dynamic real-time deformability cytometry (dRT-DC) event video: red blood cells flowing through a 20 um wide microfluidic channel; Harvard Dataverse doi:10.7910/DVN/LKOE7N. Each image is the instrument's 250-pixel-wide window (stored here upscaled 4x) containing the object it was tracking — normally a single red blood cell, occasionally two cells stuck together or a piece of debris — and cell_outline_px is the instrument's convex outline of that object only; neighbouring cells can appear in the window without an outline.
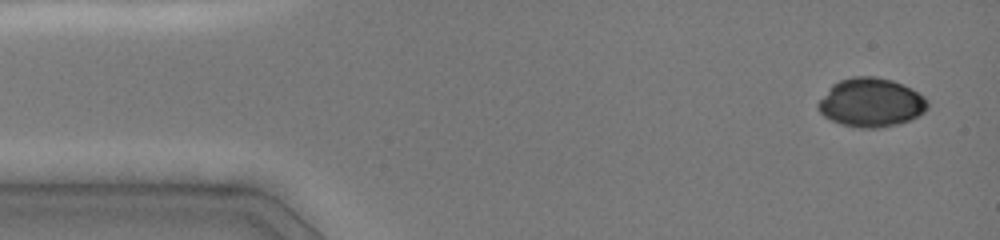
{"species": "common noctule bat (a hibernating species)", "species_latin": "Nyctalus noctula", "temperature_condition": "cold", "stored_images_in_passage": 5, "camera_frame_rate_fps": 3000, "um_per_image_px": 0.085, "animal": {"sex": "female", "body_mass_g": 19.0, "forearm_length_mm": 51.5}, "frame": {"image": 1, "passage_image": 1, "time_ms": 0.0, "image_size_px": [1000, 240], "cell_outline_px": [[928, 108], [924, 112], [912, 120], [896, 124], [876, 128], [860, 128], [840, 124], [824, 116], [816, 108], [816, 104], [832, 84], [840, 80], [852, 76], [876, 76], [892, 80], [904, 84], [912, 88], [924, 96], [928, 100]], "centroid_in_image_um": [74.05, 8.71], "position_along_channel_um": 11.0, "area_um2": 31.44}}